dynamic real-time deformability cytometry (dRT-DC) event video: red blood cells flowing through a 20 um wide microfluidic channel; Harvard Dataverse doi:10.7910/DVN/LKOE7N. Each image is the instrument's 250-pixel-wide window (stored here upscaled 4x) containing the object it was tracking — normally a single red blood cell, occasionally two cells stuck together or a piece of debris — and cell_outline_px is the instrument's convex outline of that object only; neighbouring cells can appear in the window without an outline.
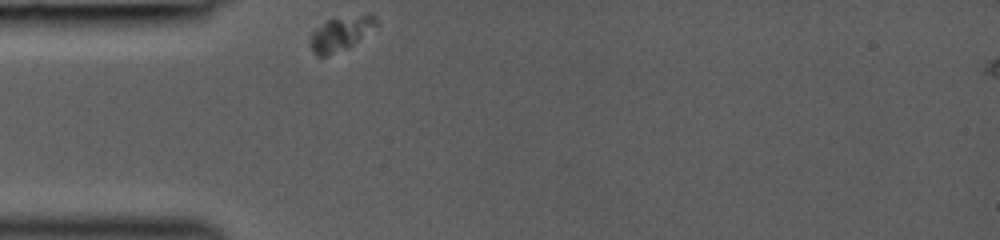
{"species": "common noctule bat (a hibernating species)", "species_latin": "Nyctalus noctula", "temperature_condition": "room temperature", "stored_images_in_passage": 28, "camera_frame_rate_fps": 3000, "um_per_image_px": 0.085, "animal": {"sex": "female", "body_mass_g": 19.0, "forearm_length_mm": 53.3}, "frame": {"image": 1, "passage_image": 1, "time_ms": 0.0, "image_size_px": [1000, 240], "cell_outline_px": [[376, 24], [352, 44], [328, 56], [316, 56], [312, 48], [312, 32], [316, 28], [328, 20], [368, 12], [372, 12], [376, 16]], "centroid_in_image_um": [28.98, 2.8], "position_along_channel_um": 56.0, "area_um2": 12.6}}
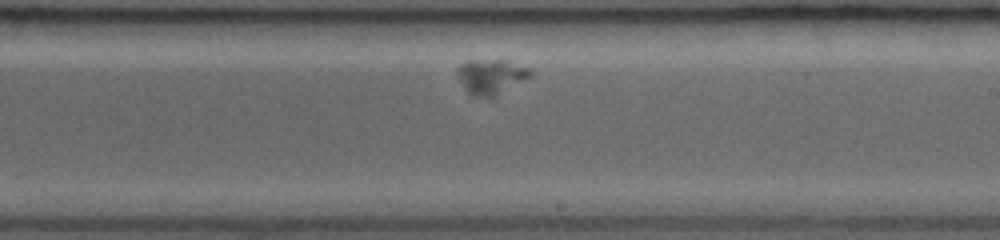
{"frame": {"image": 2, "passage_image": 16, "time_ms": 5.0, "image_size_px": [1000, 240], "cell_outline_px": [[532, 72], [528, 76], [492, 96], [472, 96], [464, 88], [456, 72], [456, 68], [464, 60], [504, 60], [528, 68]], "centroid_in_image_um": [41.62, 6.46], "position_along_channel_um": 247.4, "area_um2": 14.16}}
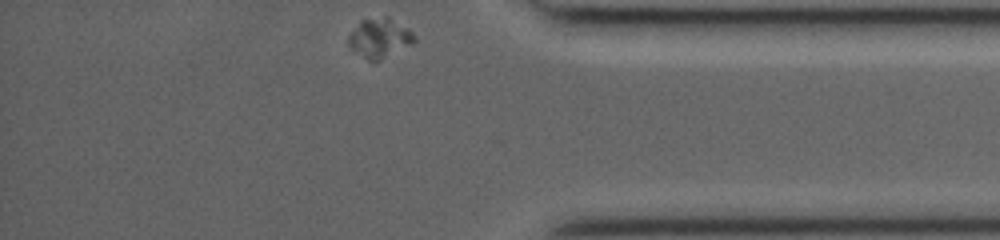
{"frame": {"image": 3, "passage_image": 28, "time_ms": 9.0, "image_size_px": [1000, 240], "cell_outline_px": [[416, 40], [380, 60], [368, 60], [352, 48], [348, 44], [348, 36], [360, 20], [384, 16], [388, 16], [408, 28], [416, 36]], "centroid_in_image_um": [32.26, 3.19], "position_along_channel_um": 402.9, "area_um2": 14.74}}